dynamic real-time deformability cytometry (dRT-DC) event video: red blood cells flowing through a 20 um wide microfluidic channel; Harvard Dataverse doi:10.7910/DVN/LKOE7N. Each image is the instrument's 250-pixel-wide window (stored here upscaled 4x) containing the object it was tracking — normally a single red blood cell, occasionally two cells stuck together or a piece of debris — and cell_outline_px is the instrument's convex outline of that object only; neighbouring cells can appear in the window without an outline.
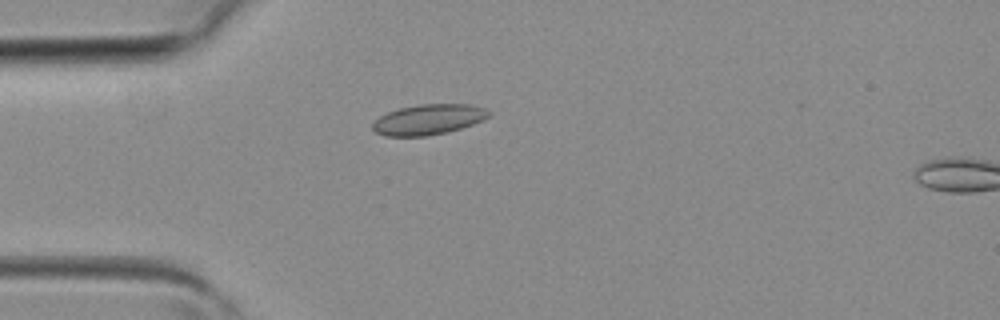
{"species": "common noctule bat (a hibernating species)", "species_latin": "Nyctalus noctula", "temperature_condition": "room temperature", "stored_images_in_passage": 2, "camera_frame_rate_fps": 3000, "um_per_image_px": 0.085, "animal": {"sex": "female", "body_mass_g": 19.3, "forearm_length_mm": 54.1}, "frame": {"image": 1, "passage_image": 1, "time_ms": 0.0, "image_size_px": [1000, 320], "cell_outline_px": [[488, 116], [484, 120], [460, 128], [444, 132], [424, 136], [384, 136], [376, 132], [372, 128], [372, 124], [380, 116], [388, 112], [400, 108], [420, 104], [468, 104], [484, 108], [488, 112]], "centroid_in_image_um": [36.38, 10.15], "position_along_channel_um": 48.6, "area_um2": 20.23}}